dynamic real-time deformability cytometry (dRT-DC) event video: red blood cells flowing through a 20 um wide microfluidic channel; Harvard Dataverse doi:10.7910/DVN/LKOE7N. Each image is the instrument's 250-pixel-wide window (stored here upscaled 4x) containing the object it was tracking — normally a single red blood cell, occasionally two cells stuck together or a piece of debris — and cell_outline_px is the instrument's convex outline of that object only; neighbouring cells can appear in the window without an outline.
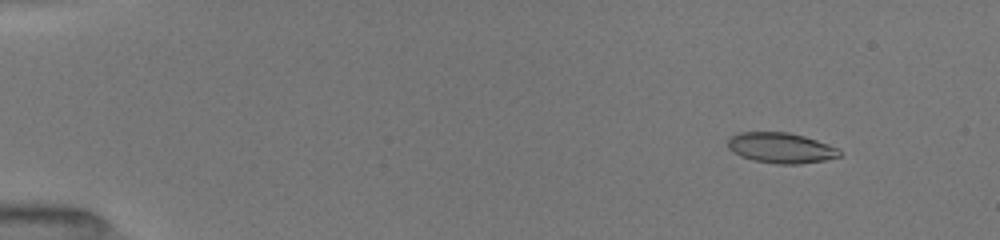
{"species": "common noctule bat (a hibernating species)", "species_latin": "Nyctalus noctula", "temperature_condition": "room temperature", "stored_images_in_passage": 35, "camera_frame_rate_fps": 3000, "um_per_image_px": 0.085, "animal": {"sex": "female", "body_mass_g": 19.5, "forearm_length_mm": 54.1}, "frame": {"image": 1, "passage_image": 4, "time_ms": 1.667, "image_size_px": [1000, 240], "cell_outline_px": [[840, 156], [824, 160], [800, 164], [776, 164], [752, 160], [740, 156], [732, 152], [728, 148], [728, 140], [736, 132], [788, 132], [804, 136], [816, 140], [836, 148], [840, 152]], "centroid_in_image_um": [66.32, 12.57], "position_along_channel_um": 18.7, "area_um2": 19.77}}
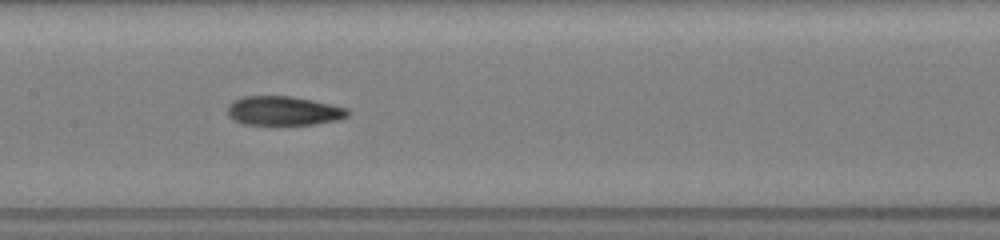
{"frame": {"image": 2, "passage_image": 20, "time_ms": 8.667, "image_size_px": [1000, 240], "cell_outline_px": [[348, 116], [340, 120], [316, 124], [244, 124], [228, 116], [228, 104], [232, 100], [244, 96], [292, 96], [332, 104], [348, 108]], "centroid_in_image_um": [24.12, 9.41], "position_along_channel_um": 183.3, "area_um2": 20.46}}
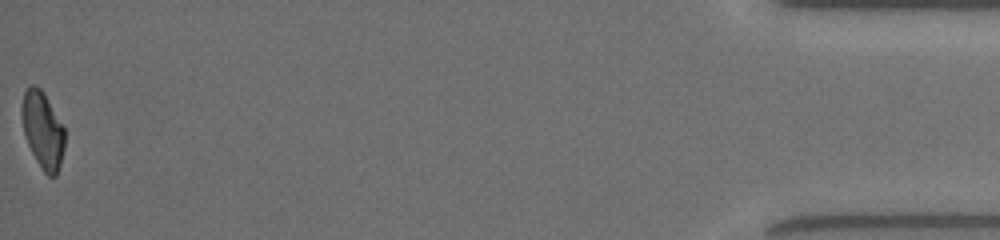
{"frame": {"image": 3, "passage_image": 35, "time_ms": 17.0, "image_size_px": [1000, 240], "cell_outline_px": [[64, 148], [60, 164], [56, 176], [48, 176], [44, 172], [36, 160], [24, 136], [20, 112], [20, 108], [24, 92], [32, 84], [40, 88], [44, 92], [64, 124]], "centroid_in_image_um": [3.62, 11.02], "position_along_channel_um": 431.6, "area_um2": 19.48}, "authors_computed_cell_mechanics": {"area_um2": 20.3456, "velocity_mm_per_s": 4.0327, "shape_relaxation_time_tau1_ms": 9.4474, "shape_relaxation_time_tau2_ms": 2.583, "deformation_change_tau1": 0.2418, "deformation_change_tau2": 0.0853}}